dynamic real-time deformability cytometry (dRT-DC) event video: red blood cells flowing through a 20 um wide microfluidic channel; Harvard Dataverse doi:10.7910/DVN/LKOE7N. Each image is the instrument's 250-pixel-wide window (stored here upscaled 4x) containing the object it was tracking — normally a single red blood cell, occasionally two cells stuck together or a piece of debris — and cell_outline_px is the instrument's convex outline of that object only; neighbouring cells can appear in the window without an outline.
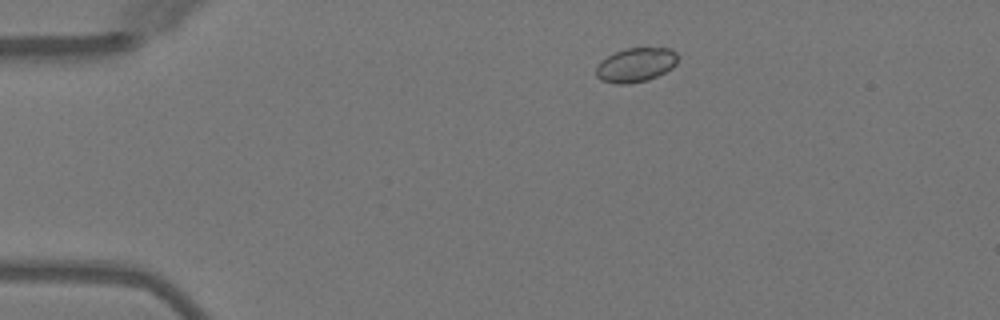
{"species": "Egyptian fruit bat (a non-hibernating species)", "species_latin": "Rousettus aegyptiacus", "temperature_condition": "warm", "stored_images_in_passage": 2, "camera_frame_rate_fps": 3000, "um_per_image_px": 0.085, "animal": {"sex": "female"}, "frame": {"image": 1, "passage_image": 1, "time_ms": 0.0, "image_size_px": [1000, 320], "cell_outline_px": [[676, 64], [672, 68], [648, 80], [628, 84], [616, 84], [600, 80], [596, 76], [596, 68], [600, 60], [616, 52], [628, 48], [672, 48], [676, 52]], "centroid_in_image_um": [54.02, 5.52], "position_along_channel_um": 31.0, "area_um2": 16.24}}